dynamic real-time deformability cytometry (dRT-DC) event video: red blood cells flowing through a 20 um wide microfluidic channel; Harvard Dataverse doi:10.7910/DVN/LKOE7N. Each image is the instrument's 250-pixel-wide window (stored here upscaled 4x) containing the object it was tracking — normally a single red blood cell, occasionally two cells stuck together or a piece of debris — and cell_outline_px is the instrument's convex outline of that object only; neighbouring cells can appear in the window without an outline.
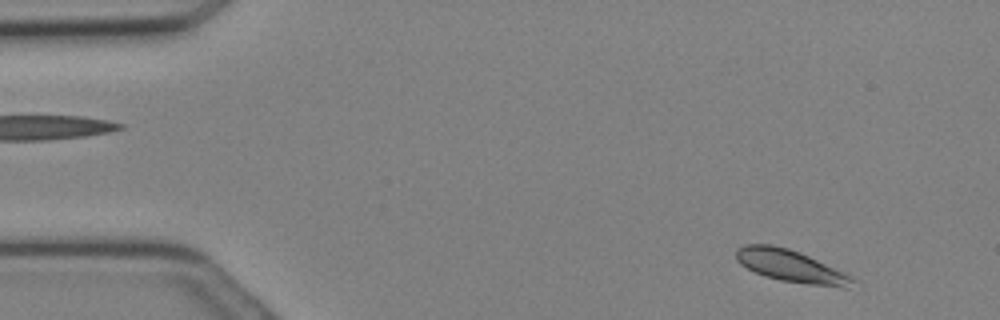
{"species": "Egyptian fruit bat (a non-hibernating species)", "species_latin": "Rousettus aegyptiacus", "temperature_condition": "cold", "stored_images_in_passage": 6, "camera_frame_rate_fps": 3000, "um_per_image_px": 0.085, "animal": {"sex": "female"}, "frame": {"image": 1, "passage_image": 1, "time_ms": 0.0, "image_size_px": [1000, 320], "cell_outline_px": [[844, 276], [836, 284], [820, 284], [784, 280], [768, 276], [756, 272], [748, 268], [736, 256], [736, 252], [740, 248], [752, 244], [764, 244], [784, 248], [796, 252]], "centroid_in_image_um": [66.79, 22.51], "position_along_channel_um": 18.2, "area_um2": 18.09}}